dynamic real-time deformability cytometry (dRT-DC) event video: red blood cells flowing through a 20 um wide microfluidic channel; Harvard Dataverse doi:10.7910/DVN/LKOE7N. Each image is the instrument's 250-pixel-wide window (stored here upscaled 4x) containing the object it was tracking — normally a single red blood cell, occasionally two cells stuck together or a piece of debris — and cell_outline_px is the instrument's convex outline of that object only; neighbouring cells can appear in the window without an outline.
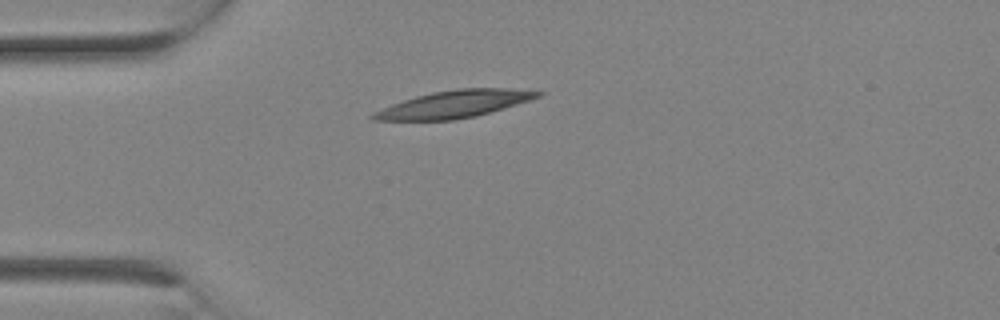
{"species": "Egyptian fruit bat (a non-hibernating species)", "species_latin": "Rousettus aegyptiacus", "temperature_condition": "room temperature", "stored_images_in_passage": 1, "camera_frame_rate_fps": 3000, "um_per_image_px": 0.085, "animal": {"sex": "female"}, "frame": {"image": 1, "passage_image": 1, "time_ms": 0.0, "image_size_px": [1000, 320], "cell_outline_px": [[544, 92], [540, 96], [516, 104], [476, 116], [456, 120], [372, 120], [368, 116], [372, 112], [392, 104], [416, 96], [432, 92], [460, 88], [508, 88]], "centroid_in_image_um": [38.55, 8.85], "position_along_channel_um": 46.4, "area_um2": 25.89}}